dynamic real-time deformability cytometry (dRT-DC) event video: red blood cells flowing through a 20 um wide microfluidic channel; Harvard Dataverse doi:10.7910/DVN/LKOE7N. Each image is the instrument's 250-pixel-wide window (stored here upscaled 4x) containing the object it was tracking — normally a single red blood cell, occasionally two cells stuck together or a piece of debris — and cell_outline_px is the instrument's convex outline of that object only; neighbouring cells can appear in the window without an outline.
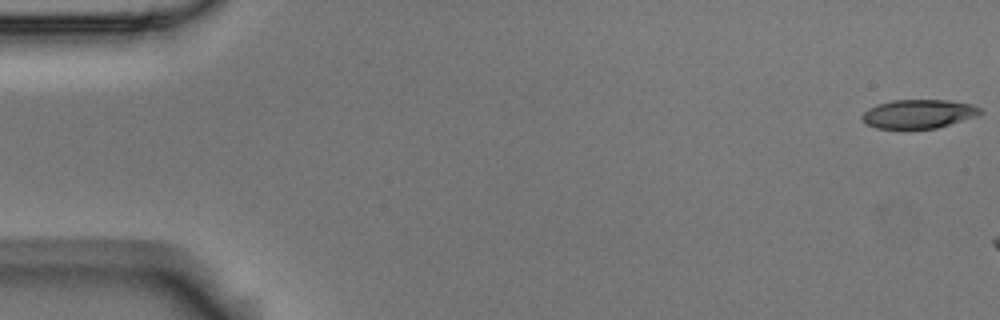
{"species": "Egyptian fruit bat (a non-hibernating species)", "species_latin": "Rousettus aegyptiacus", "temperature_condition": "room temperature", "stored_images_in_passage": 8, "camera_frame_rate_fps": 3000, "um_per_image_px": 0.085, "animal": {"sex": "male"}, "frame": {"image": 1, "passage_image": 1, "time_ms": 0.0, "image_size_px": [1000, 320], "cell_outline_px": [[984, 112], [976, 116], [936, 128], [904, 132], [876, 128], [864, 124], [860, 116], [868, 108], [876, 104], [892, 100], [948, 100], [972, 104], [980, 108]], "centroid_in_image_um": [77.99, 9.73], "position_along_channel_um": 7.0, "area_um2": 20.75}}